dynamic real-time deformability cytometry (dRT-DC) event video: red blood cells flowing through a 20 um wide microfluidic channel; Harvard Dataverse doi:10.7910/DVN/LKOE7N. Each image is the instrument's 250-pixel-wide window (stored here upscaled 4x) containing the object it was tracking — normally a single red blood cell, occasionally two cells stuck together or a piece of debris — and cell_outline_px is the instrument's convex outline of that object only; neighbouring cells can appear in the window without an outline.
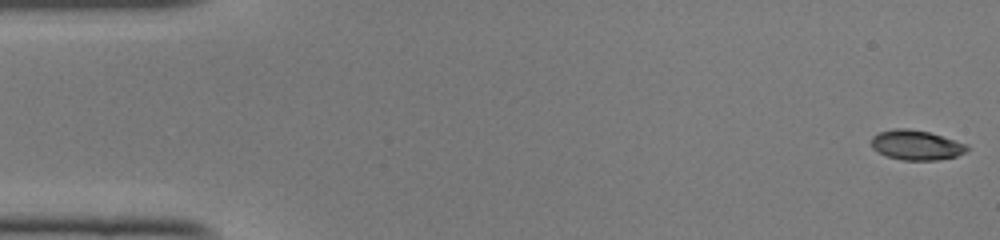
{"species": "common noctule bat (a hibernating species)", "species_latin": "Nyctalus noctula", "temperature_condition": "cold", "stored_images_in_passage": 49, "camera_frame_rate_fps": 3000, "um_per_image_px": 0.085, "animal": {"sex": "female", "body_mass_g": 22.0, "forearm_length_mm": 56.7}, "frame": {"image": 1, "passage_image": 1, "time_ms": 0.0, "image_size_px": [1000, 240], "cell_outline_px": [[968, 148], [964, 152], [956, 156], [940, 160], [900, 160], [888, 156], [872, 148], [872, 136], [880, 132], [896, 128], [908, 128], [928, 132], [968, 144]], "centroid_in_image_um": [77.89, 12.33], "position_along_channel_um": 7.1, "area_um2": 16.47}}
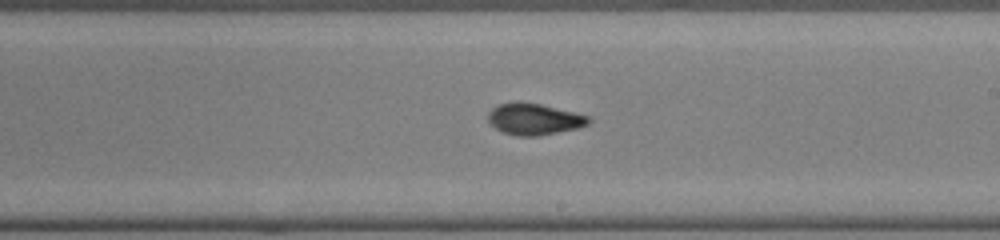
{"frame": {"image": 2, "passage_image": 28, "time_ms": 9.0, "image_size_px": [1000, 240], "cell_outline_px": [[592, 120], [588, 124], [580, 128], [536, 136], [516, 136], [504, 132], [496, 128], [488, 120], [488, 112], [492, 108], [500, 104], [540, 104], [592, 116]], "centroid_in_image_um": [45.48, 10.15], "position_along_channel_um": 243.5, "area_um2": 18.03}}
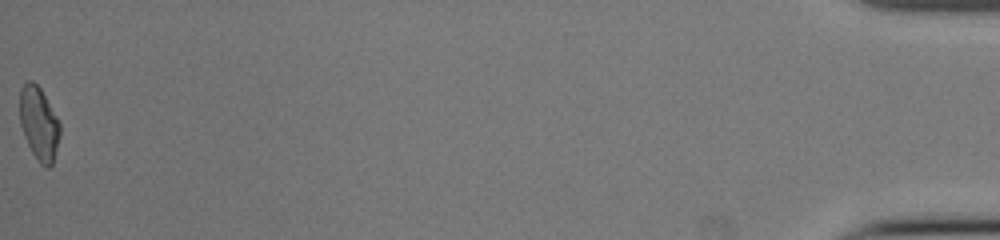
{"frame": {"image": 3, "passage_image": 49, "time_ms": 16.0, "image_size_px": [1000, 240], "cell_outline_px": [[60, 136], [52, 164], [48, 168], [44, 168], [36, 160], [24, 136], [20, 124], [20, 88], [28, 80], [32, 80], [40, 88], [60, 120]], "centroid_in_image_um": [3.32, 10.51], "position_along_channel_um": 431.9, "area_um2": 17.34}, "authors_computed_cell_mechanics": {"area_um2": 17.6868, "velocity_mm_per_s": 4.1302, "shape_relaxation_time_tau1_ms": 6.1154, "shape_relaxation_time_tau2_ms": 1.3351, "deformation_change_tau1": 0.2234, "deformation_change_tau2": 0.0542}}